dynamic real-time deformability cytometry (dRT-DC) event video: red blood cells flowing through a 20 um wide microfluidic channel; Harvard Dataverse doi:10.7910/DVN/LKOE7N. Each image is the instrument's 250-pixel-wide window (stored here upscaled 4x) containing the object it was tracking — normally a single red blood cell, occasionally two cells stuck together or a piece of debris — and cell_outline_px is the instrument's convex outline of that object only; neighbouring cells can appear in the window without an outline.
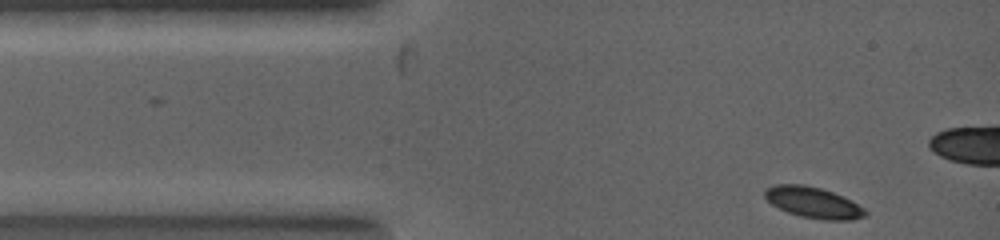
{"species": "common noctule bat (a hibernating species)", "species_latin": "Nyctalus noctula", "temperature_condition": "warm", "stored_images_in_passage": 3, "camera_frame_rate_fps": 5000, "um_per_image_px": 0.085, "animal": {"sex": "female", "body_mass_g": 19.0, "forearm_length_mm": 53.3}, "frame": {"image": 1, "passage_image": 1, "time_ms": 0.0, "image_size_px": [1000, 240], "cell_outline_px": [[868, 216], [852, 220], [824, 220], [800, 216], [788, 212], [772, 204], [764, 196], [764, 192], [768, 188], [776, 184], [804, 184], [820, 188], [844, 196], [852, 200], [864, 208], [868, 212]], "centroid_in_image_um": [69.19, 17.22], "position_along_channel_um": 15.8, "area_um2": 18.21}}